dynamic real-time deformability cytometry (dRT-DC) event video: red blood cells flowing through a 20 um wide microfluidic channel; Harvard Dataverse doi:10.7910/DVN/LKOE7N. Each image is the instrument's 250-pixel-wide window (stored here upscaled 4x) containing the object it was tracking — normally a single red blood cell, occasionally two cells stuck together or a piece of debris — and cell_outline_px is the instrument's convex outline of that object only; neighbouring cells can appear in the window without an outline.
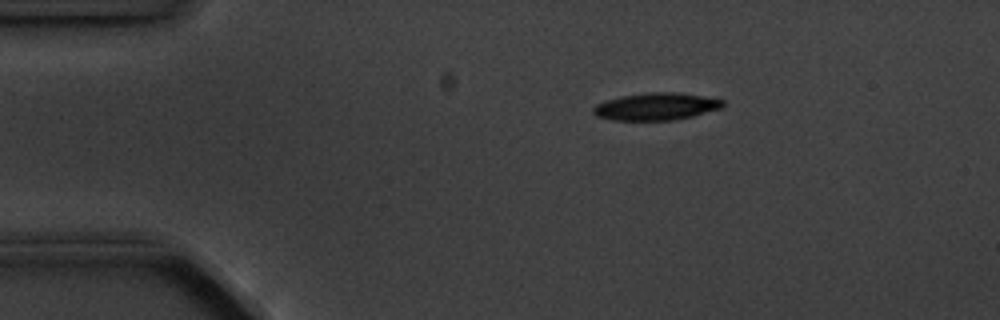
{"species": "common noctule bat (a hibernating species)", "species_latin": "Nyctalus noctula", "temperature_condition": "cold", "stored_images_in_passage": 4, "camera_frame_rate_fps": 3000, "um_per_image_px": 0.085, "animal": {"sex": "male", "body_mass_g": 20.1, "forearm_length_mm": 53.5}, "frame": {"image": 1, "passage_image": 1, "time_ms": 0.0, "image_size_px": [1000, 320], "cell_outline_px": [[724, 104], [720, 108], [692, 116], [672, 120], [612, 120], [596, 116], [592, 112], [592, 108], [596, 104], [608, 100], [624, 96], [652, 92], [672, 92], [700, 96], [724, 100]], "centroid_in_image_um": [55.73, 9.06], "position_along_channel_um": 29.3, "area_um2": 20.17}}
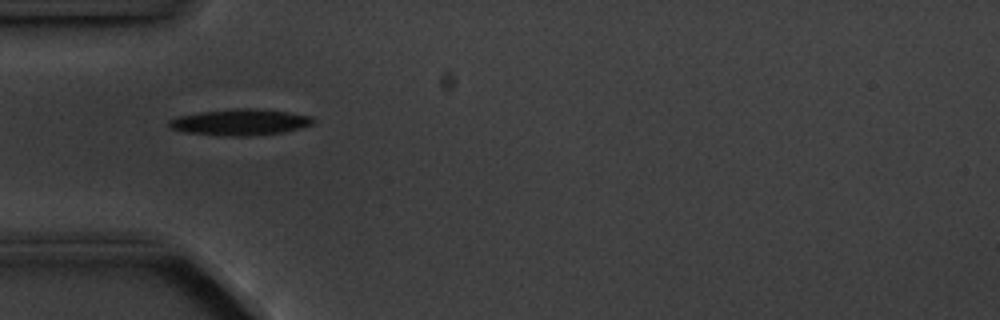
{"frame": {"image": 2, "passage_image": 3, "time_ms": 2.333, "image_size_px": [1000, 320], "cell_outline_px": [[312, 124], [300, 128], [284, 132], [248, 136], [220, 136], [184, 132], [168, 128], [168, 120], [176, 116], [200, 112], [236, 108], [256, 108], [288, 112], [312, 116]], "centroid_in_image_um": [20.34, 10.39], "position_along_channel_um": 64.7, "area_um2": 22.2}}